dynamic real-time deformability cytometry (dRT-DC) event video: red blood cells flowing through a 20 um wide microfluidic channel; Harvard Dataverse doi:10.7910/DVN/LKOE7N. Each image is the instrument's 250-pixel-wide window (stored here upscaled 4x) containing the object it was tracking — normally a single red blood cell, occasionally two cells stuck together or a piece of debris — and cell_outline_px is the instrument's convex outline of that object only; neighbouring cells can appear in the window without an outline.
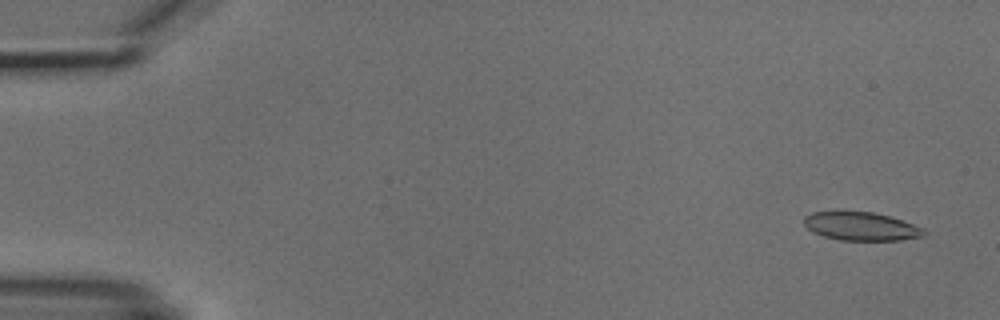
{"species": "common noctule bat (a hibernating species)", "species_latin": "Nyctalus noctula", "temperature_condition": "cold", "stored_images_in_passage": 4, "camera_frame_rate_fps": 3000, "um_per_image_px": 0.085, "animal": {"sex": "male", "body_mass_g": 18.8}, "frame": {"image": 1, "passage_image": 1, "time_ms": 0.0, "image_size_px": [1000, 320], "cell_outline_px": [[928, 232], [924, 236], [900, 240], [840, 240], [824, 236], [812, 232], [804, 224], [804, 216], [812, 212], [840, 208], [872, 212], [888, 216], [924, 228]], "centroid_in_image_um": [73.13, 19.19], "position_along_channel_um": 11.9, "area_um2": 20.52}}
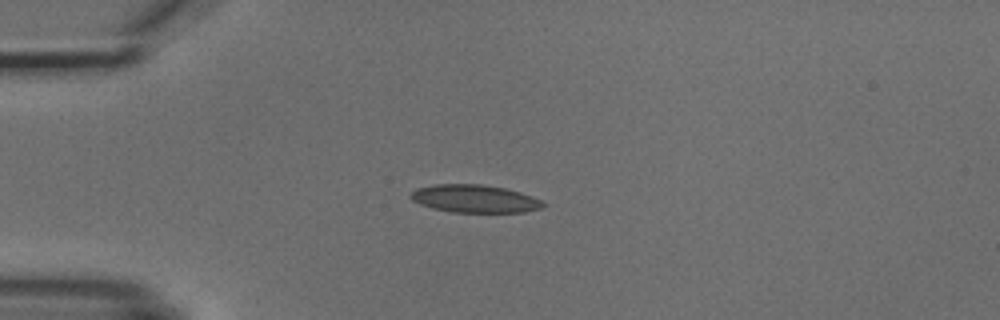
{"frame": {"image": 2, "passage_image": 4, "time_ms": 3.667, "image_size_px": [1000, 320], "cell_outline_px": [[548, 204], [540, 208], [524, 212], [452, 212], [432, 208], [420, 204], [412, 200], [408, 196], [416, 188], [436, 184], [480, 184], [504, 188], [520, 192], [532, 196]], "centroid_in_image_um": [40.33, 16.89], "position_along_channel_um": 44.7, "area_um2": 21.44}}